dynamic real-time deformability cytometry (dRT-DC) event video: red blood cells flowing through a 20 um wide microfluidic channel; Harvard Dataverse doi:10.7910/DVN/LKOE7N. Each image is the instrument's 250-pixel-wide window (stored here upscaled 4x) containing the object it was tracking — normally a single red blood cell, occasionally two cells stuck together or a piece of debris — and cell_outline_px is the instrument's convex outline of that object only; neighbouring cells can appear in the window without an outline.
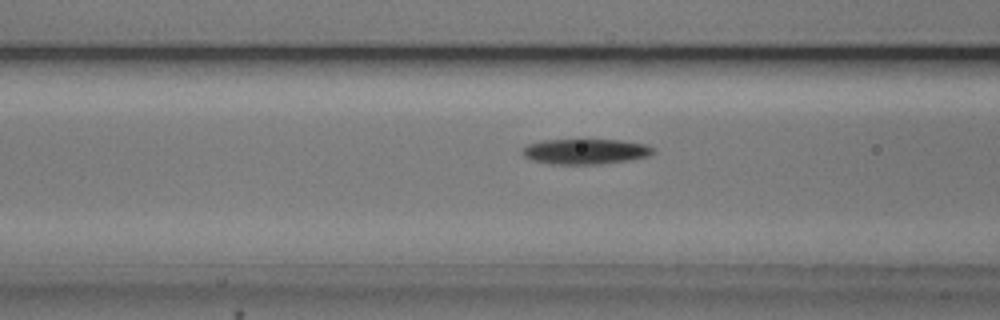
{"species": "common noctule bat (a hibernating species)", "species_latin": "Nyctalus noctula", "temperature_condition": "cold", "stored_images_in_passage": 47, "camera_frame_rate_fps": 3000, "um_per_image_px": 0.085, "animal": {"sex": "male", "body_mass_g": 20.5, "forearm_length_mm": 52.5}, "frame": {"image": 1, "passage_image": 14, "time_ms": 4.333, "image_size_px": [1000, 320], "cell_outline_px": [[656, 152], [652, 156], [628, 160], [600, 164], [548, 164], [532, 160], [524, 156], [520, 152], [520, 148], [528, 144], [540, 140], [624, 140], [644, 144], [656, 148]], "centroid_in_image_um": [49.76, 12.87], "position_along_channel_um": 116.8, "area_um2": 19.65}}
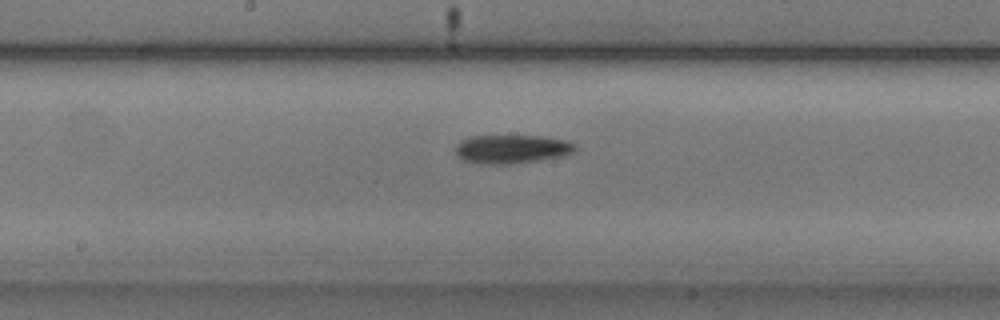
{"frame": {"image": 2, "passage_image": 21, "time_ms": 6.667, "image_size_px": [1000, 320], "cell_outline_px": [[576, 152], [564, 156], [540, 160], [508, 164], [480, 164], [460, 160], [456, 156], [456, 144], [460, 140], [472, 136], [540, 136], [568, 140], [576, 144]], "centroid_in_image_um": [43.5, 12.68], "position_along_channel_um": 204.7, "area_um2": 20.35}}
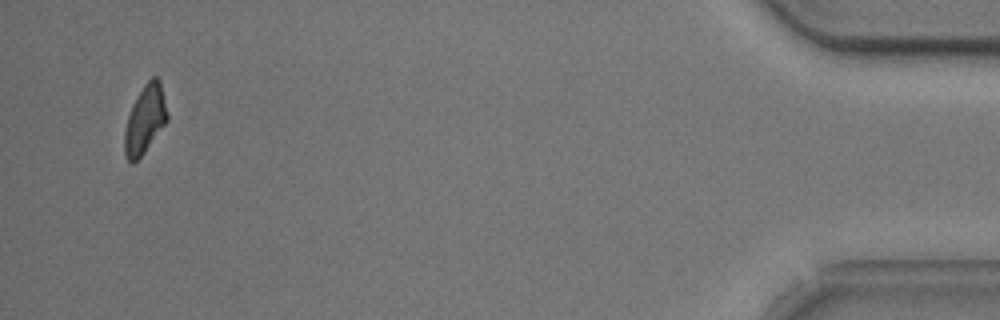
{"frame": {"image": 3, "passage_image": 45, "time_ms": 14.667, "image_size_px": [1000, 320], "cell_outline_px": [[168, 120], [144, 152], [132, 164], [124, 156], [124, 132], [128, 116], [132, 104], [144, 84], [152, 76], [156, 76], [160, 80], [168, 116]], "centroid_in_image_um": [12.31, 10.15], "position_along_channel_um": 422.9, "area_um2": 16.88}, "authors_computed_cell_mechanics": {"area_um2": 18.3804, "velocity_mm_per_s": 3.755, "shape_relaxation_time_tau1_ms": 2.4539, "shape_relaxation_time_tau2_ms": null, "deformation_change_tau1": 0.0987, "deformation_change_tau2": null}}